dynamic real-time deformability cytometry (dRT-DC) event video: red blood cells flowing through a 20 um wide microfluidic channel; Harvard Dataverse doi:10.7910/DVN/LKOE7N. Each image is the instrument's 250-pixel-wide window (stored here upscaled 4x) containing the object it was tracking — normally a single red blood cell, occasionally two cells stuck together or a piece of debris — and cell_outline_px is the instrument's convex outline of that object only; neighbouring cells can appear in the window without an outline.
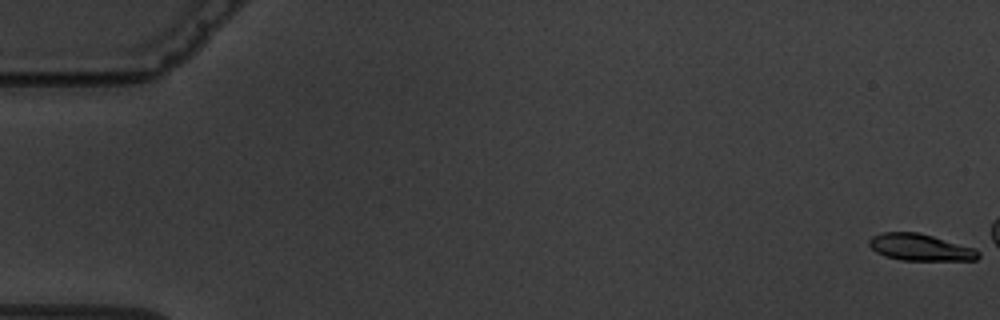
{"species": "common noctule bat (a hibernating species)", "species_latin": "Nyctalus noctula", "temperature_condition": "warm", "stored_images_in_passage": 6, "camera_frame_rate_fps": 3000, "um_per_image_px": 0.085, "animal": {"sex": "male", "body_mass_g": 19.5, "forearm_length_mm": 54.6}, "frame": {"image": 1, "passage_image": 1, "time_ms": 0.0, "image_size_px": [1000, 320], "cell_outline_px": [[980, 256], [976, 260], [900, 260], [884, 256], [876, 252], [868, 244], [868, 240], [872, 236], [884, 232], [920, 232], [972, 248], [980, 252]], "centroid_in_image_um": [78.18, 21.02], "position_along_channel_um": 6.8, "area_um2": 16.94}}